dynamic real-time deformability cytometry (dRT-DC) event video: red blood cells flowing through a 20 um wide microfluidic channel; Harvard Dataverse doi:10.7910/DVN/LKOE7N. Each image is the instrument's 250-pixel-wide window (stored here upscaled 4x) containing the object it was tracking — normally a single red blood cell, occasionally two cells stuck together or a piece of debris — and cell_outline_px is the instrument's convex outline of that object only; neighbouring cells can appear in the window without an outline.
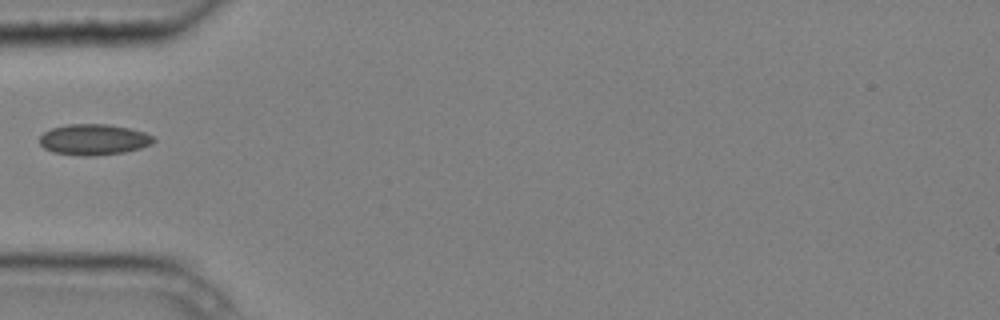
{"species": "common noctule bat (a hibernating species)", "species_latin": "Nyctalus noctula", "temperature_condition": "cold", "stored_images_in_passage": 5, "camera_frame_rate_fps": 3000, "um_per_image_px": 0.085, "animal": {"sex": "male", "body_mass_g": 20.4}, "frame": {"image": 1, "passage_image": 5, "time_ms": 1.333, "image_size_px": [1000, 320], "cell_outline_px": [[156, 140], [152, 144], [140, 148], [124, 152], [96, 156], [80, 156], [52, 152], [44, 148], [40, 144], [40, 136], [44, 132], [52, 128], [68, 124], [108, 124], [128, 128], [144, 132], [152, 136]], "centroid_in_image_um": [7.96, 11.87], "position_along_channel_um": 77.0, "area_um2": 20.58}}